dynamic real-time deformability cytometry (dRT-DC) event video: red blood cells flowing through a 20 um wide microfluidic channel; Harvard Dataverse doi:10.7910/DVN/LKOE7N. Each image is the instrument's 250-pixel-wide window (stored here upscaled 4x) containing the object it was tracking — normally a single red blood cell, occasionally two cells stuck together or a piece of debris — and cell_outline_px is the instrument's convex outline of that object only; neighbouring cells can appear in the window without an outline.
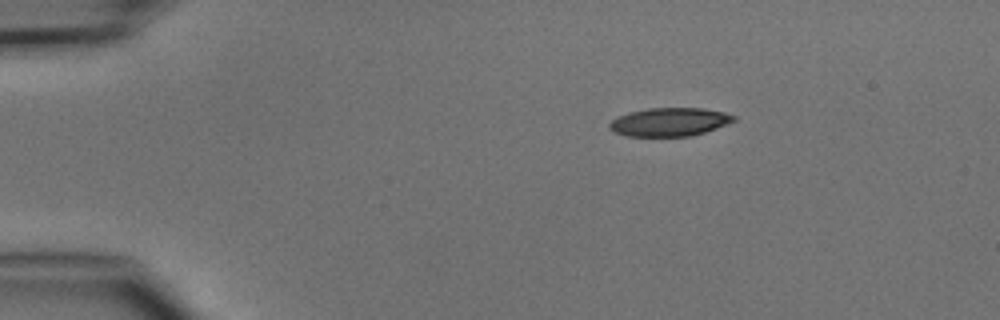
{"species": "common noctule bat (a hibernating species)", "species_latin": "Nyctalus noctula", "temperature_condition": "cold", "stored_images_in_passage": 5, "camera_frame_rate_fps": 3000, "um_per_image_px": 0.085, "animal": {"sex": "male", "body_mass_g": 15.6}, "frame": {"image": 1, "passage_image": 1, "time_ms": 0.0, "image_size_px": [1000, 320], "cell_outline_px": [[736, 120], [716, 128], [692, 136], [628, 136], [612, 132], [608, 128], [608, 124], [612, 120], [628, 112], [648, 108], [704, 108], [724, 112], [736, 116]], "centroid_in_image_um": [56.89, 10.36], "position_along_channel_um": 28.1, "area_um2": 20.63}}
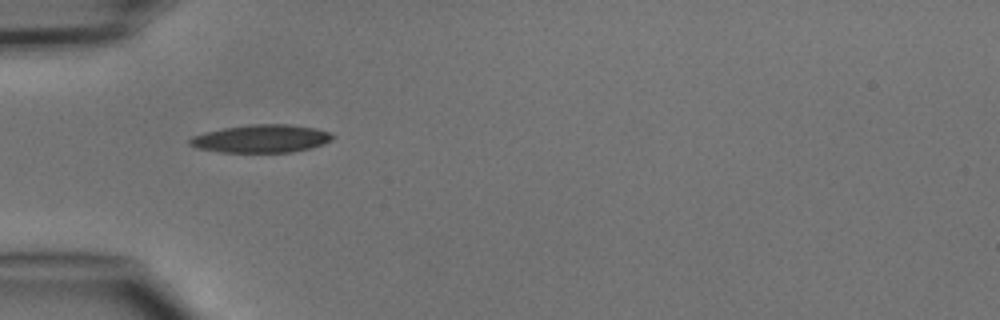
{"frame": {"image": 2, "passage_image": 3, "time_ms": 2.333, "image_size_px": [1000, 320], "cell_outline_px": [[336, 136], [332, 140], [324, 144], [292, 152], [220, 152], [196, 148], [188, 144], [188, 140], [192, 136], [204, 132], [224, 128], [248, 124], [288, 124], [316, 128], [328, 132]], "centroid_in_image_um": [22.19, 11.78], "position_along_channel_um": 62.8, "area_um2": 23.35}}